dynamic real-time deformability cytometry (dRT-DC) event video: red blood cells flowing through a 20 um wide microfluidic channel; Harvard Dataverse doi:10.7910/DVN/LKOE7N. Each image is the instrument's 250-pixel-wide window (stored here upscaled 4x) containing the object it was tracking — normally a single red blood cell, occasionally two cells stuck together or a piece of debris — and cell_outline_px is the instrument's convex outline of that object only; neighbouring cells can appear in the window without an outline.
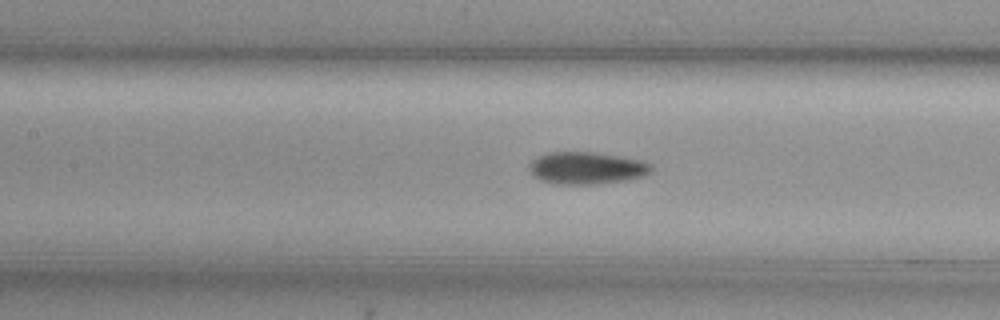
{"species": "common noctule bat (a hibernating species)", "species_latin": "Nyctalus noctula", "temperature_condition": "cold", "stored_images_in_passage": 29, "camera_frame_rate_fps": 3000, "um_per_image_px": 0.085, "animal": {"sex": "female", "body_mass_g": 29.2, "forearm_length_mm": 56.3}, "frame": {"image": 1, "passage_image": 9, "time_ms": 2.667, "image_size_px": [1000, 320], "cell_outline_px": [[656, 168], [652, 172], [644, 176], [632, 180], [600, 184], [552, 184], [540, 180], [532, 176], [528, 168], [528, 164], [536, 156], [544, 152], [600, 152], [624, 156], [644, 160], [652, 164]], "centroid_in_image_um": [49.91, 14.28], "position_along_channel_um": 157.5, "area_um2": 23.99}}
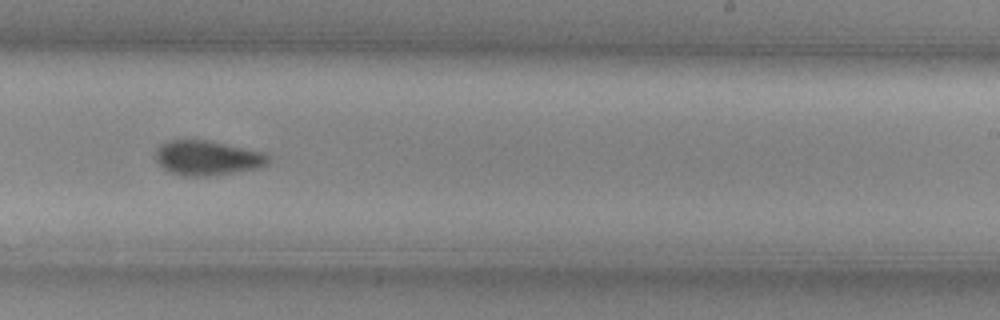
{"frame": {"image": 2, "passage_image": 18, "time_ms": 5.667, "image_size_px": [1000, 320], "cell_outline_px": [[272, 160], [268, 164], [260, 168], [220, 176], [180, 176], [168, 172], [156, 160], [156, 148], [160, 144], [168, 140], [212, 140], [268, 152]], "centroid_in_image_um": [17.72, 13.43], "position_along_channel_um": 271.3, "area_um2": 23.81}}
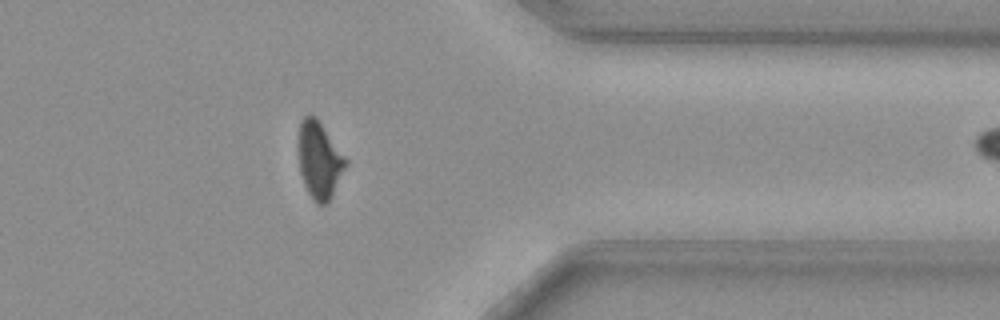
{"frame": {"image": 3, "passage_image": 28, "time_ms": 9.0, "image_size_px": [1000, 320], "cell_outline_px": [[348, 164], [328, 204], [316, 204], [308, 192], [304, 184], [300, 172], [300, 120], [308, 112], [316, 116], [348, 160]], "centroid_in_image_um": [27.18, 13.61], "position_along_channel_um": 384.2, "area_um2": 21.1}}